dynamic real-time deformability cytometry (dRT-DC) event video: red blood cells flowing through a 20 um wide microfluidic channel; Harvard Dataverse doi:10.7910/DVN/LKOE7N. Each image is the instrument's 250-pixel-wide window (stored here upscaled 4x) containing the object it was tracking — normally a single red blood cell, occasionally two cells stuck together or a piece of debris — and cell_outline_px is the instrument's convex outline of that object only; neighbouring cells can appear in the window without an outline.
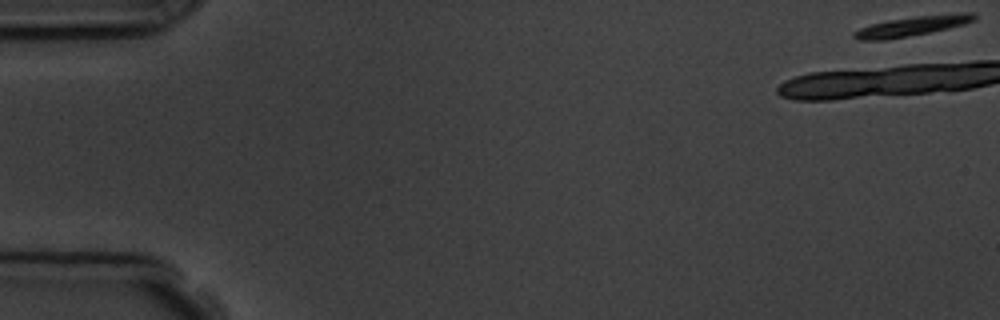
{"species": "common noctule bat (a hibernating species)", "species_latin": "Nyctalus noctula", "temperature_condition": "room temperature", "stored_images_in_passage": 6, "camera_frame_rate_fps": 3000, "um_per_image_px": 0.085, "animal": {"sex": "male", "body_mass_g": 19.5, "forearm_length_mm": 54.6}, "frame": {"image": 1, "passage_image": 1, "time_ms": 0.0, "image_size_px": [1000, 320], "cell_outline_px": [[976, 20], [964, 24], [948, 28], [908, 36], [884, 40], [856, 40], [852, 36], [852, 32], [860, 28], [872, 24], [888, 20], [916, 16], [960, 12], [976, 12]], "centroid_in_image_um": [77.55, 2.2], "position_along_channel_um": 7.5, "area_um2": 13.93}}